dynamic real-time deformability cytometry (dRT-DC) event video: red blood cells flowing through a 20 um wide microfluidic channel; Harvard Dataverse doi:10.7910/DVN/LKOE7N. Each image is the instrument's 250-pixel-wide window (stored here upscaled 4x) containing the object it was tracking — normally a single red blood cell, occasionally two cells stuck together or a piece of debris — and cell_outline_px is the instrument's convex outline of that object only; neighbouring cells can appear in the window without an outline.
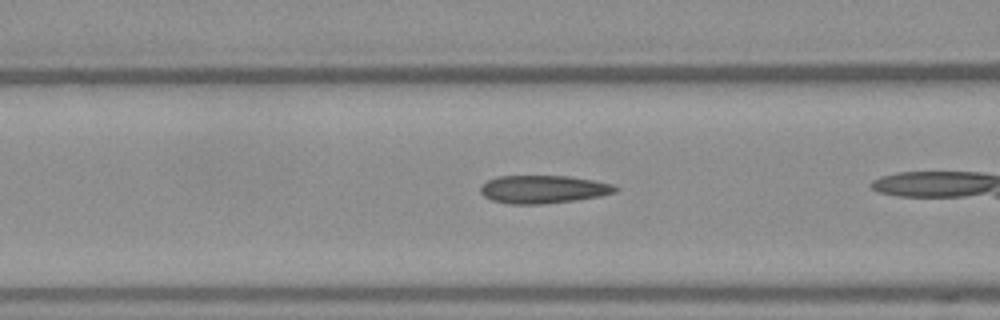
{"species": "Egyptian fruit bat (a non-hibernating species)", "species_latin": "Rousettus aegyptiacus", "temperature_condition": "warm", "stored_images_in_passage": 37, "camera_frame_rate_fps": 3000, "um_per_image_px": 0.085, "frame": {"image": 1, "passage_image": 17, "time_ms": 5.333, "image_size_px": [1000, 320], "cell_outline_px": [[620, 188], [616, 192], [600, 196], [576, 200], [544, 204], [508, 204], [492, 200], [484, 196], [480, 192], [480, 188], [488, 180], [496, 176], [568, 176], [592, 180], [612, 184]], "centroid_in_image_um": [46.18, 16.09], "position_along_channel_um": 120.4, "area_um2": 22.02}}
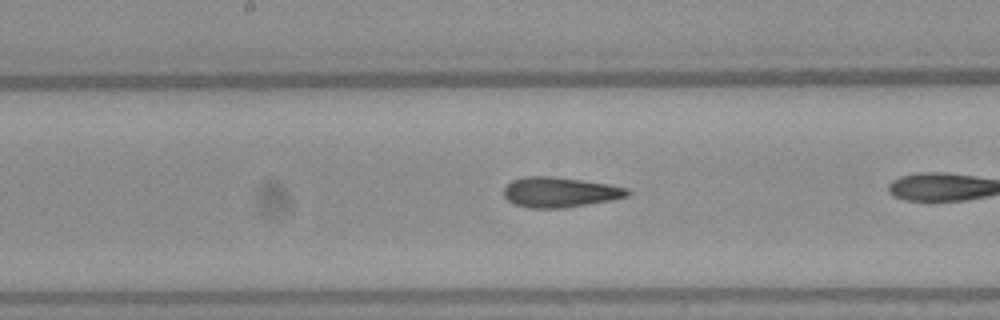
{"frame": {"image": 2, "passage_image": 23, "time_ms": 7.333, "image_size_px": [1000, 320], "cell_outline_px": [[632, 192], [628, 196], [612, 200], [564, 208], [528, 208], [512, 204], [504, 196], [504, 188], [512, 180], [524, 176], [552, 176], [608, 184], [628, 188]], "centroid_in_image_um": [47.58, 16.34], "position_along_channel_um": 200.6, "area_um2": 21.85}}
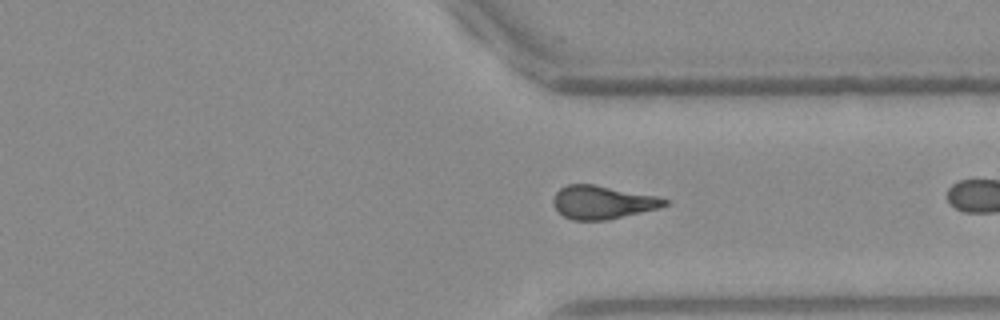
{"frame": {"image": 3, "passage_image": 35, "time_ms": 11.333, "image_size_px": [1000, 320], "cell_outline_px": [[668, 204], [660, 208], [604, 220], [572, 220], [564, 216], [552, 204], [552, 200], [556, 192], [560, 188], [568, 184], [596, 184], [660, 196], [668, 200]], "centroid_in_image_um": [51.23, 17.17], "position_along_channel_um": 360.2, "area_um2": 21.73}}